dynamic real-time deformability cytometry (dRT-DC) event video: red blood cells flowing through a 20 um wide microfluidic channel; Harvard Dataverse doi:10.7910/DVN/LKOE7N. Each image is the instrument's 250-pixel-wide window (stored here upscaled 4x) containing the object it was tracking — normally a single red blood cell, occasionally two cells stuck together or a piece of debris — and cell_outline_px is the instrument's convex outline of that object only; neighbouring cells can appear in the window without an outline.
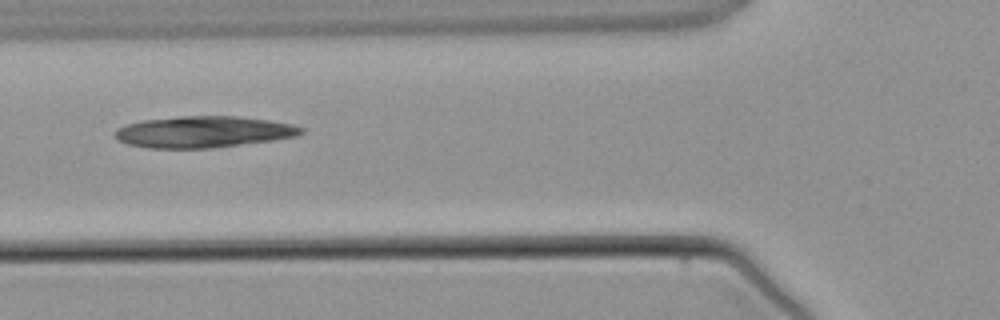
{"species": "common noctule bat (a hibernating species)", "species_latin": "Nyctalus noctula", "temperature_condition": "warm", "stored_images_in_passage": 4, "camera_frame_rate_fps": 3000, "um_per_image_px": 0.085, "animal": {"sex": "male", "body_mass_g": 21.5, "forearm_length_mm": 52.0}, "frame": {"image": 1, "passage_image": 4, "time_ms": 3.333, "image_size_px": [1000, 320], "cell_outline_px": [[304, 132], [296, 136], [272, 140], [212, 148], [148, 148], [128, 144], [120, 140], [116, 136], [116, 128], [140, 120], [180, 116], [240, 116], [268, 120], [292, 124], [304, 128]], "centroid_in_image_um": [17.3, 11.2], "position_along_channel_um": 108.5, "area_um2": 33.99}}